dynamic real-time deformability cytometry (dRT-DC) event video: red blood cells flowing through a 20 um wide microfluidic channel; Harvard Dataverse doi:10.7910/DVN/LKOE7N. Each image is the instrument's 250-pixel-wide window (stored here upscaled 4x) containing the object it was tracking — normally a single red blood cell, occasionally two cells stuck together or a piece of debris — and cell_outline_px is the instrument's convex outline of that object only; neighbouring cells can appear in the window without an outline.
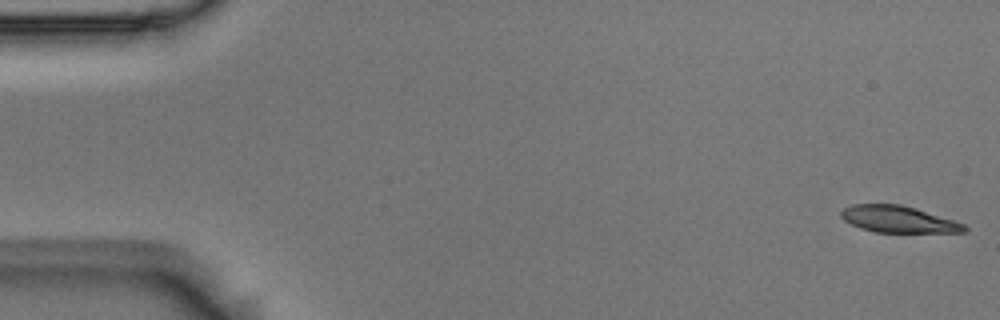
{"species": "Egyptian fruit bat (a non-hibernating species)", "species_latin": "Rousettus aegyptiacus", "temperature_condition": "room temperature", "stored_images_in_passage": 6, "camera_frame_rate_fps": 3000, "um_per_image_px": 0.085, "animal": {"sex": "male"}, "frame": {"image": 1, "passage_image": 1, "time_ms": 0.0, "image_size_px": [1000, 320], "cell_outline_px": [[968, 232], [872, 232], [860, 228], [844, 220], [840, 216], [840, 212], [844, 208], [852, 204], [900, 204], [952, 220], [964, 224], [968, 228]], "centroid_in_image_um": [76.31, 18.64], "position_along_channel_um": 8.7, "area_um2": 18.9}}